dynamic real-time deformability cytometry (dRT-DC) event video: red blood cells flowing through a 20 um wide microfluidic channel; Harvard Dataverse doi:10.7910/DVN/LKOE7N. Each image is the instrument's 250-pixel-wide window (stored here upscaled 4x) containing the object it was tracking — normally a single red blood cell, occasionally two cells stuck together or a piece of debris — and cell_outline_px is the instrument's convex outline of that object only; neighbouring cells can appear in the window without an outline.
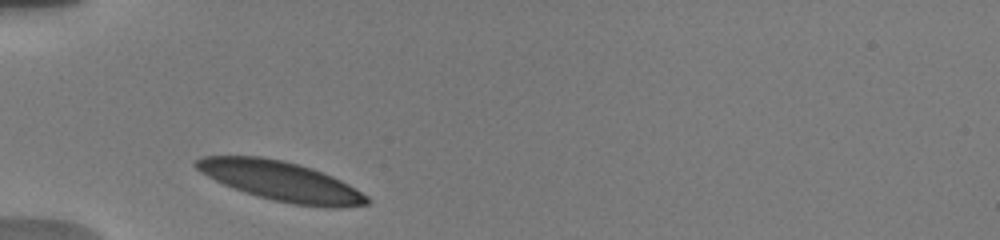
{"species": "human", "species_latin": "Homo sapiens", "temperature_condition": "warm", "stored_images_in_passage": 20, "camera_frame_rate_fps": 3000, "um_per_image_px": 0.085, "donor": {"sex": "male"}, "frame": {"image": 1, "passage_image": 2, "time_ms": 0.333, "image_size_px": [1000, 240], "cell_outline_px": [[372, 200], [368, 204], [340, 208], [328, 208], [292, 204], [244, 192], [224, 184], [200, 172], [192, 164], [196, 160], [204, 156], [260, 156], [284, 160], [312, 168], [332, 176], [348, 184], [368, 196]], "centroid_in_image_um": [23.91, 15.4], "position_along_channel_um": 61.1, "area_um2": 39.19}}
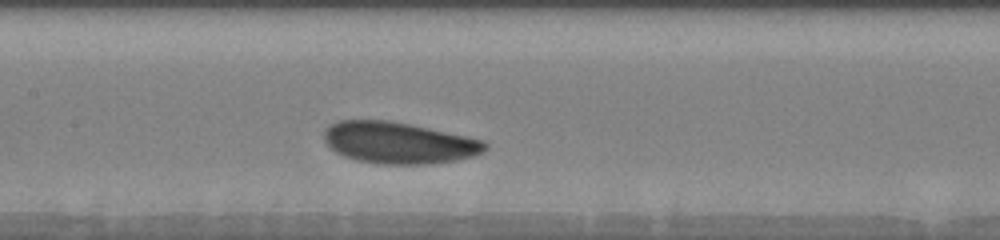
{"frame": {"image": 2, "passage_image": 10, "time_ms": 3.667, "image_size_px": [1000, 240], "cell_outline_px": [[488, 148], [484, 152], [476, 156], [456, 160], [432, 164], [384, 164], [356, 160], [344, 156], [336, 152], [324, 140], [324, 132], [328, 124], [340, 120], [388, 120], [468, 136], [484, 140], [488, 144]], "centroid_in_image_um": [33.93, 12.14], "position_along_channel_um": 173.5, "area_um2": 39.13}}
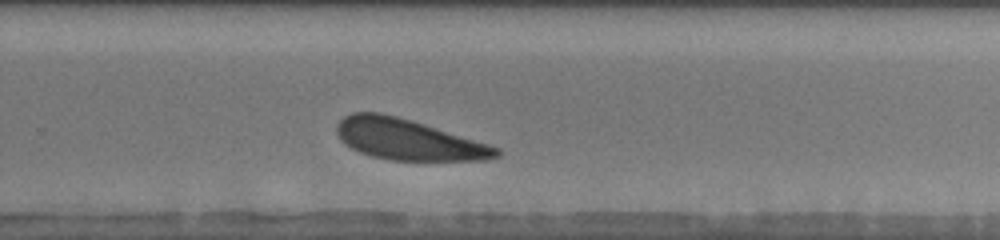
{"frame": {"image": 3, "passage_image": 15, "time_ms": 7.0, "image_size_px": [1000, 240], "cell_outline_px": [[500, 156], [488, 160], [392, 160], [372, 156], [360, 152], [344, 144], [340, 140], [336, 132], [336, 124], [344, 116], [352, 112], [380, 112], [396, 116], [424, 124], [488, 144], [500, 148]], "centroid_in_image_um": [34.66, 11.86], "position_along_channel_um": 295.1, "area_um2": 37.74}, "authors_computed_cell_mechanics": {"area_um2": 39.1884, "velocity_mm_per_s": 3.6637, "shape_relaxation_time_tau1_ms": 1.4059, "shape_relaxation_time_tau2_ms": null, "deformation_change_tau1": 0.0656, "deformation_change_tau2": null}}